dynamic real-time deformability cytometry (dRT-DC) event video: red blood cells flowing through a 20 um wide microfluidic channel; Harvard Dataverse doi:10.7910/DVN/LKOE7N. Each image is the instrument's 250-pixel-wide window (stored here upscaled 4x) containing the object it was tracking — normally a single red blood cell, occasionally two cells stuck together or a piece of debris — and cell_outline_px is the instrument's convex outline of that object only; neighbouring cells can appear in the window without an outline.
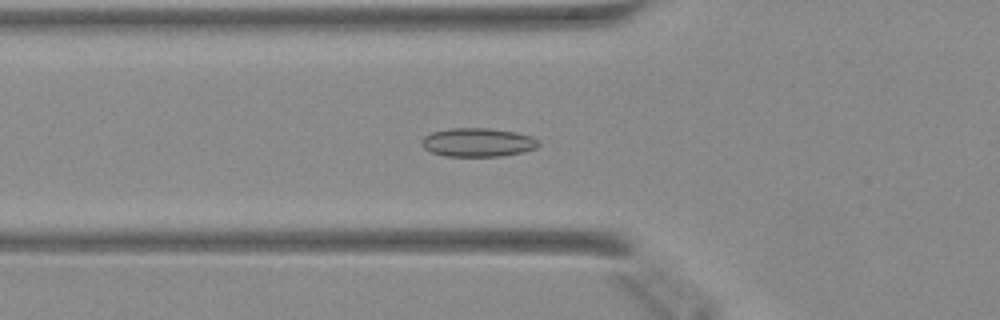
{"species": "Egyptian fruit bat (a non-hibernating species)", "species_latin": "Rousettus aegyptiacus", "temperature_condition": "warm", "stored_images_in_passage": 48, "camera_frame_rate_fps": 3000, "um_per_image_px": 0.085, "animal": {"sex": "female"}, "frame": {"image": 1, "passage_image": 17, "time_ms": 5.333, "image_size_px": [1000, 320], "cell_outline_px": [[540, 144], [536, 148], [524, 152], [500, 156], [444, 156], [432, 152], [424, 148], [420, 144], [420, 140], [424, 136], [432, 132], [448, 128], [488, 128], [516, 132], [532, 136]], "centroid_in_image_um": [40.59, 12.1], "position_along_channel_um": 85.2, "area_um2": 19.65}}
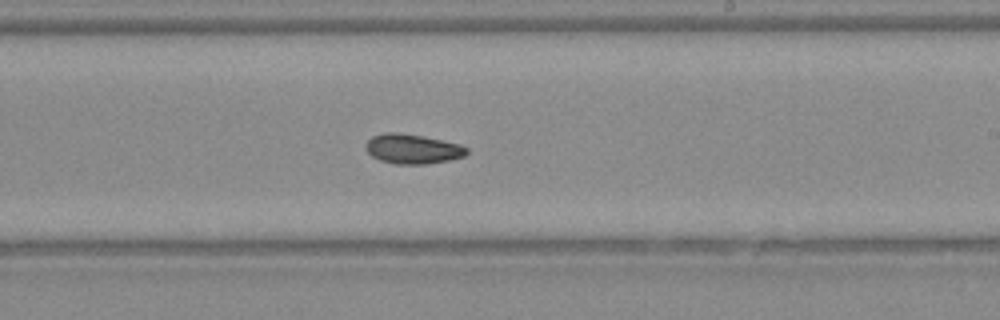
{"frame": {"image": 2, "passage_image": 29, "time_ms": 9.333, "image_size_px": [1000, 320], "cell_outline_px": [[468, 152], [464, 156], [448, 160], [424, 164], [396, 164], [380, 160], [372, 156], [364, 148], [364, 144], [372, 136], [384, 132], [396, 132], [420, 136], [460, 144], [468, 148]], "centroid_in_image_um": [35.03, 12.66], "position_along_channel_um": 254.0, "area_um2": 17.34}}
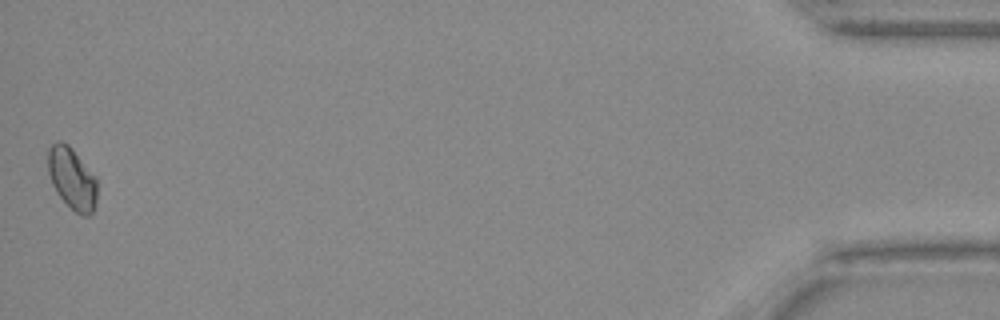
{"frame": {"image": 3, "passage_image": 48, "time_ms": 15.667, "image_size_px": [1000, 320], "cell_outline_px": [[96, 204], [92, 212], [88, 216], [80, 216], [56, 192], [52, 184], [48, 172], [48, 148], [56, 140], [60, 140], [68, 144], [72, 148], [96, 176]], "centroid_in_image_um": [6.12, 15.15], "position_along_channel_um": 429.1, "area_um2": 17.74}}